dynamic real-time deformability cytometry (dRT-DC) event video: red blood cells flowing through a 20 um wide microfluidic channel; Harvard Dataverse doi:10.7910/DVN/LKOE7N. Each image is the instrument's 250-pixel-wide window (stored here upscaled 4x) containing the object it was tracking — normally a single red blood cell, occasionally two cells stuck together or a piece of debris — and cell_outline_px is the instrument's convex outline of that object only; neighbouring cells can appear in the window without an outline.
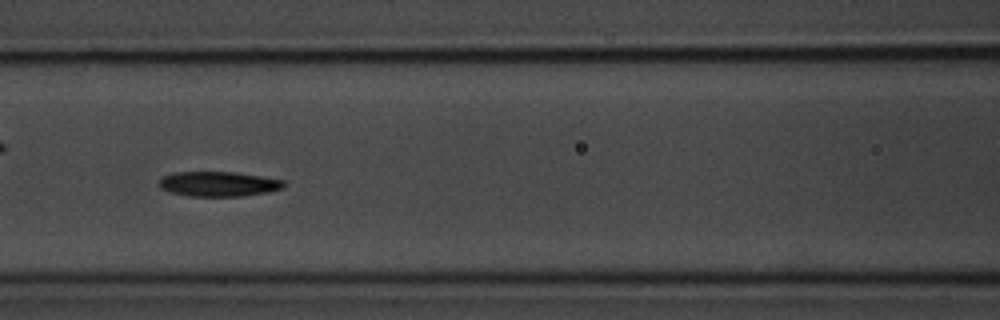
{"species": "common noctule bat (a hibernating species)", "species_latin": "Nyctalus noctula", "temperature_condition": "room temperature", "stored_images_in_passage": 14, "camera_frame_rate_fps": 3000, "um_per_image_px": 0.085, "animal": {"sex": "male", "body_mass_g": 20.1, "forearm_length_mm": 53.5}, "frame": {"image": 1, "passage_image": 8, "time_ms": 8.667, "image_size_px": [1000, 320], "cell_outline_px": [[284, 188], [268, 192], [244, 196], [188, 196], [168, 192], [160, 188], [160, 176], [172, 172], [236, 172], [284, 180]], "centroid_in_image_um": [18.54, 15.63], "position_along_channel_um": 148.1, "area_um2": 18.26}, "authors_computed_cell_mechanics": {"area_um2": 18.207, "velocity_mm_per_s": 3.6014, "shape_relaxation_time_tau1_ms": 2.8458, "shape_relaxation_time_tau2_ms": 3.3227, "deformation_change_tau1": 0.0869, "deformation_change_tau2": 0.0917}}